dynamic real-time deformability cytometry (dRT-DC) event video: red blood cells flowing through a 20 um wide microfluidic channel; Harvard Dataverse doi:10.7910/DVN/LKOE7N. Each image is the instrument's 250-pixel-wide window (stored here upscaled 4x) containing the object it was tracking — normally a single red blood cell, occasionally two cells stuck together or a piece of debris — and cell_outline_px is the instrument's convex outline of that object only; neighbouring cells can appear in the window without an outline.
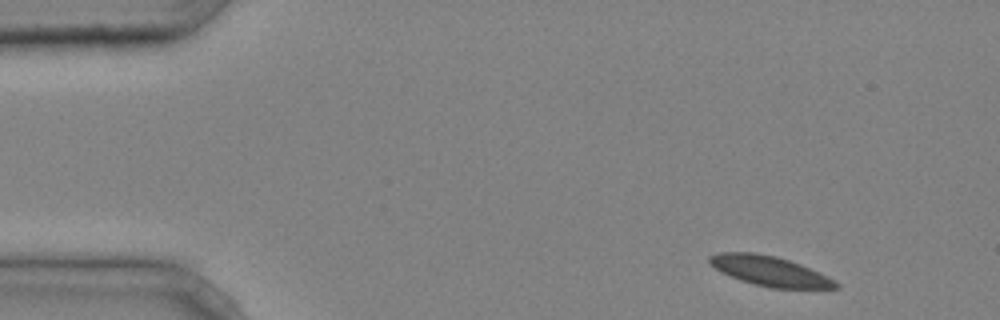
{"species": "common noctule bat (a hibernating species)", "species_latin": "Nyctalus noctula", "temperature_condition": "cold", "stored_images_in_passage": 3, "camera_frame_rate_fps": 3000, "um_per_image_px": 0.085, "animal": {"sex": "male", "body_mass_g": 20.4}, "frame": {"image": 1, "passage_image": 1, "time_ms": 0.0, "image_size_px": [1000, 320], "cell_outline_px": [[840, 288], [772, 288], [740, 280], [720, 272], [708, 264], [708, 256], [720, 252], [752, 252], [776, 256], [800, 264], [820, 272], [836, 280], [840, 284]], "centroid_in_image_um": [65.42, 23.03], "position_along_channel_um": 19.6, "area_um2": 22.08}}